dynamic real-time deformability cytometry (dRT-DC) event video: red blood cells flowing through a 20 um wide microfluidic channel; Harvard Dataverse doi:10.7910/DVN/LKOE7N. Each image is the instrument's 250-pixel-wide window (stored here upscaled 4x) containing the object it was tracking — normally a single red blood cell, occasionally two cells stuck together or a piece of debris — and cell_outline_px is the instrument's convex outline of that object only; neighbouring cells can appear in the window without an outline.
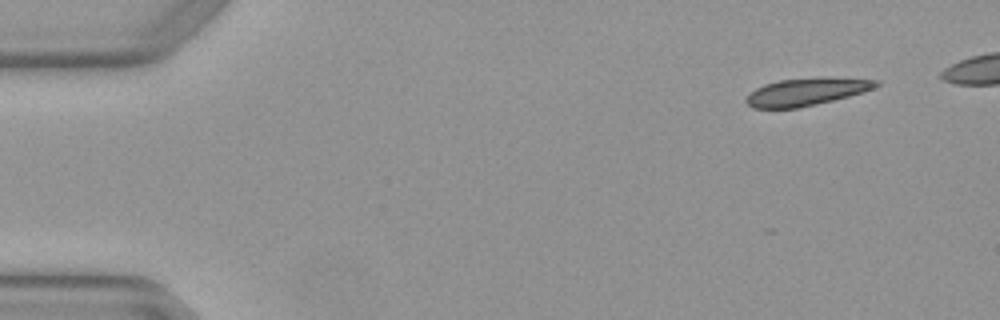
{"species": "Egyptian fruit bat (a non-hibernating species)", "species_latin": "Rousettus aegyptiacus", "temperature_condition": "warm", "stored_images_in_passage": 5, "camera_frame_rate_fps": 3000, "um_per_image_px": 0.085, "animal": {"sex": "female"}, "frame": {"image": 1, "passage_image": 1, "time_ms": 0.0, "image_size_px": [1000, 320], "cell_outline_px": [[880, 84], [864, 92], [816, 104], [796, 108], [752, 108], [744, 100], [748, 92], [764, 84], [780, 80], [880, 80]], "centroid_in_image_um": [68.39, 7.86], "position_along_channel_um": 16.6, "area_um2": 19.59}}
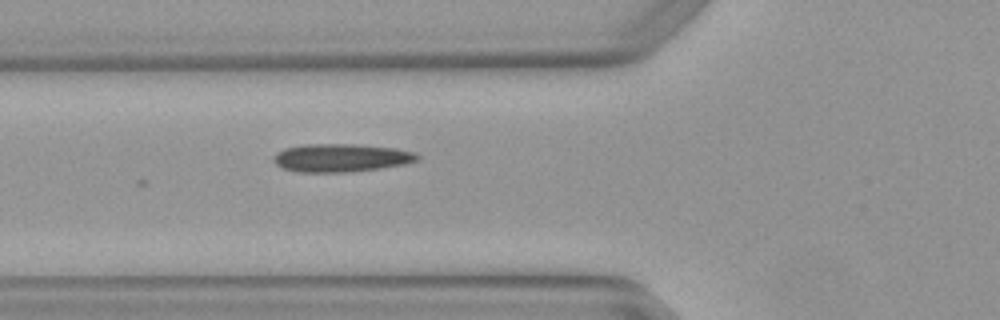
{"frame": {"image": 2, "passage_image": 5, "time_ms": 1.333, "image_size_px": [1000, 320], "cell_outline_px": [[420, 156], [416, 160], [404, 164], [380, 168], [344, 172], [296, 172], [280, 168], [272, 160], [272, 156], [284, 148], [304, 144], [356, 144], [396, 148], [416, 152]], "centroid_in_image_um": [28.94, 13.41], "position_along_channel_um": 96.9, "area_um2": 23.7}}